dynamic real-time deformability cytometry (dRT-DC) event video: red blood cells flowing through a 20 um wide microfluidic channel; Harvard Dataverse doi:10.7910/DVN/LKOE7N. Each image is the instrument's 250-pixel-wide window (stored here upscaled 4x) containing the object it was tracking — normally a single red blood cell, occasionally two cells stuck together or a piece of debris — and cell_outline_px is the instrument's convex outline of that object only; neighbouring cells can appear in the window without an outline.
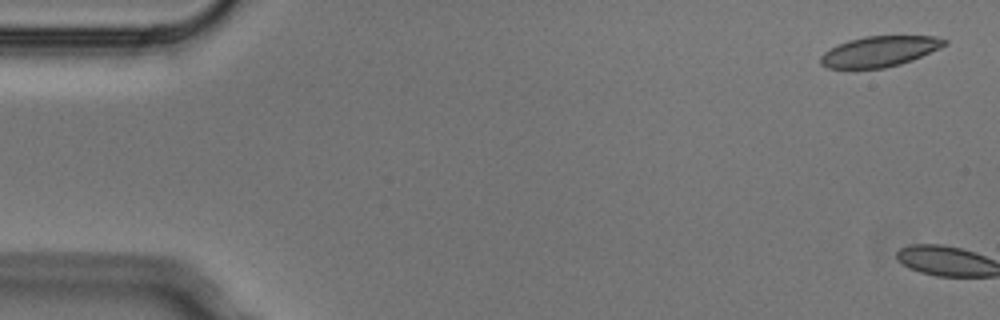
{"species": "Egyptian fruit bat (a non-hibernating species)", "species_latin": "Rousettus aegyptiacus", "temperature_condition": "cold", "stored_images_in_passage": 7, "camera_frame_rate_fps": 3000, "um_per_image_px": 0.085, "animal": {"sex": "male"}, "frame": {"image": 1, "passage_image": 1, "time_ms": 0.0, "image_size_px": [1000, 320], "cell_outline_px": [[948, 44], [940, 48], [912, 60], [900, 64], [884, 68], [828, 68], [820, 64], [820, 56], [824, 52], [848, 40], [864, 36], [936, 36], [948, 40]], "centroid_in_image_um": [74.78, 4.36], "position_along_channel_um": 10.2, "area_um2": 21.96}}
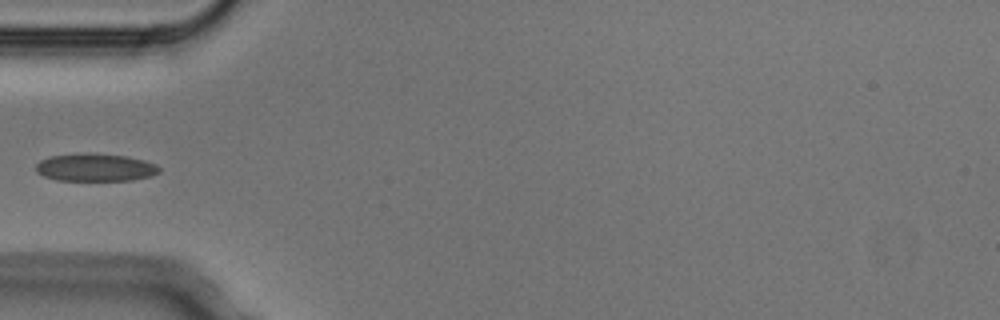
{"frame": {"image": 2, "passage_image": 6, "time_ms": 1.667, "image_size_px": [1000, 320], "cell_outline_px": [[160, 172], [152, 176], [132, 180], [56, 180], [44, 176], [36, 172], [36, 164], [40, 160], [48, 156], [124, 156], [144, 160], [156, 164], [160, 168]], "centroid_in_image_um": [8.13, 14.29], "position_along_channel_um": 76.9, "area_um2": 18.96}}
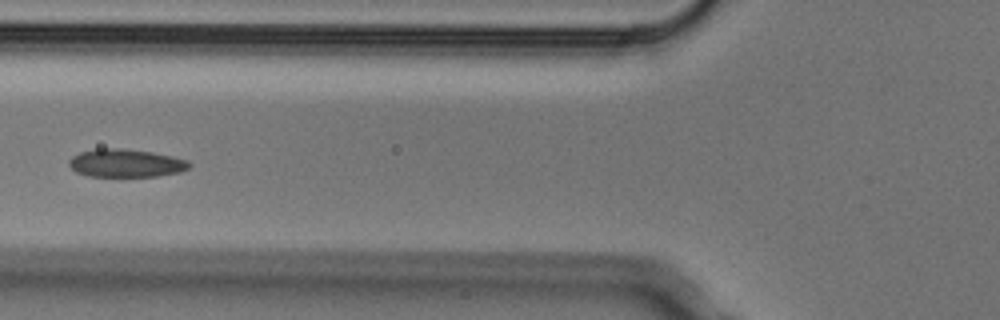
{"frame": {"image": 3, "passage_image": 7, "time_ms": 2.0, "image_size_px": [1000, 320], "cell_outline_px": [[192, 164], [188, 168], [180, 172], [156, 176], [88, 176], [76, 172], [68, 164], [68, 160], [72, 156], [80, 152], [96, 148], [120, 148], [152, 152], [172, 156], [188, 160]], "centroid_in_image_um": [10.68, 13.86], "position_along_channel_um": 115.1, "area_um2": 19.71}}